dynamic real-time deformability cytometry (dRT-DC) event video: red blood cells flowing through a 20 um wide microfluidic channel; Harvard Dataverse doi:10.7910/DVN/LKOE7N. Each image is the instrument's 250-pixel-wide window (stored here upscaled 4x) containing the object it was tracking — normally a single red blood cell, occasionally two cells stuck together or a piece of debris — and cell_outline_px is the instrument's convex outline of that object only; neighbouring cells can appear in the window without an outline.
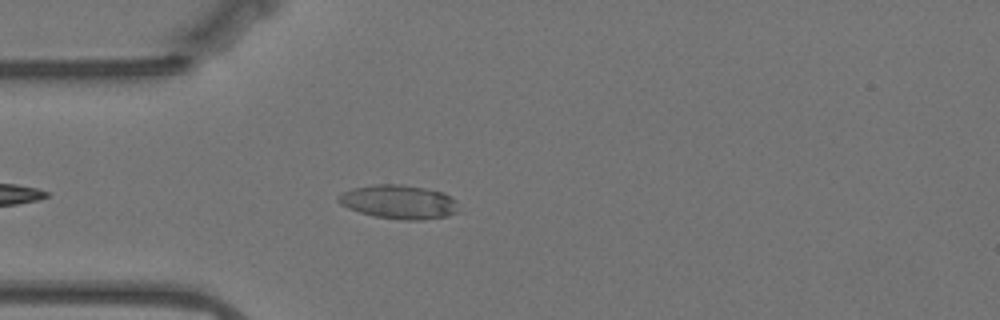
{"species": "Egyptian fruit bat (a non-hibernating species)", "species_latin": "Rousettus aegyptiacus", "temperature_condition": "warm", "stored_images_in_passage": 21, "camera_frame_rate_fps": 3000, "um_per_image_px": 0.085, "animal": {"sex": "female"}, "frame": {"image": 1, "passage_image": 6, "time_ms": 1.667, "image_size_px": [1000, 320], "cell_outline_px": [[460, 212], [448, 216], [424, 220], [400, 220], [372, 216], [348, 208], [340, 204], [336, 200], [336, 196], [352, 188], [372, 184], [400, 184], [424, 188], [444, 192], [456, 200]], "centroid_in_image_um": [33.92, 17.17], "position_along_channel_um": 51.1, "area_um2": 24.16}}
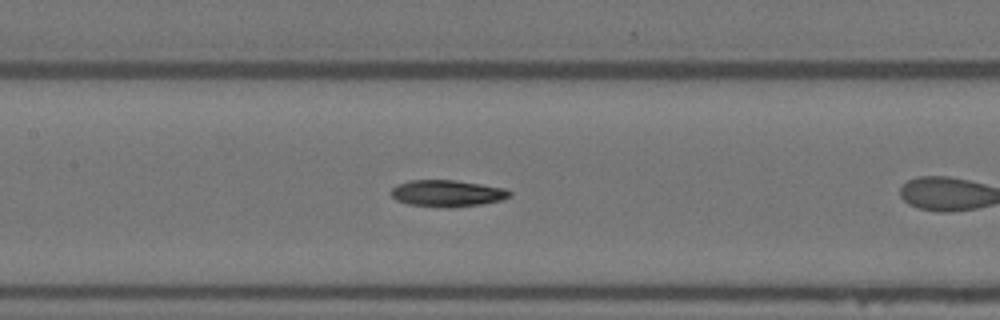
{"frame": {"image": 2, "passage_image": 13, "time_ms": 4.0, "image_size_px": [1000, 320], "cell_outline_px": [[512, 196], [500, 200], [484, 204], [448, 208], [408, 204], [396, 200], [388, 192], [396, 184], [408, 180], [456, 180], [504, 188], [512, 192]], "centroid_in_image_um": [37.98, 16.43], "position_along_channel_um": 169.4, "area_um2": 18.61}}
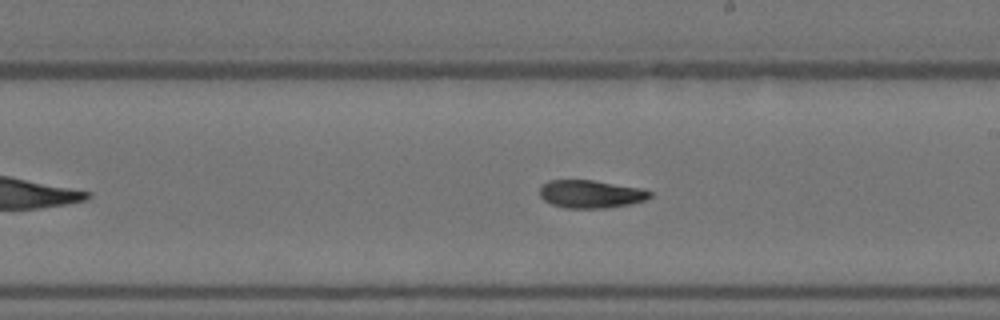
{"frame": {"image": 3, "passage_image": 19, "time_ms": 6.0, "image_size_px": [1000, 320], "cell_outline_px": [[652, 196], [648, 200], [608, 208], [564, 208], [552, 204], [544, 200], [540, 196], [540, 188], [548, 180], [592, 180], [644, 188], [652, 192]], "centroid_in_image_um": [50.26, 16.49], "position_along_channel_um": 238.7, "area_um2": 18.09}}